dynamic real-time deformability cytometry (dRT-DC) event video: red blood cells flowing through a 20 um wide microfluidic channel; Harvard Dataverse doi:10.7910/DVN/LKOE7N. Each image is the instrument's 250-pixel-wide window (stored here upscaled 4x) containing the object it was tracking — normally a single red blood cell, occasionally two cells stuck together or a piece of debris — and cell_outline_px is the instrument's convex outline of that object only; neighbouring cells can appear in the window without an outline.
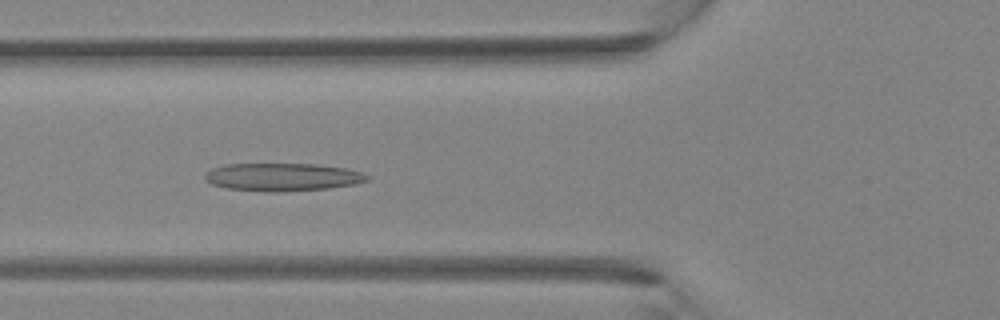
{"species": "Egyptian fruit bat (a non-hibernating species)", "species_latin": "Rousettus aegyptiacus", "temperature_condition": "room temperature", "stored_images_in_passage": 41, "camera_frame_rate_fps": 3000, "um_per_image_px": 0.085, "animal": {"sex": "female"}, "frame": {"image": 1, "passage_image": 15, "time_ms": 4.667, "image_size_px": [1000, 320], "cell_outline_px": [[372, 176], [368, 180], [356, 184], [328, 188], [276, 192], [272, 192], [228, 188], [212, 184], [204, 180], [204, 176], [212, 168], [224, 164], [316, 164], [348, 168]], "centroid_in_image_um": [24.05, 15.04], "position_along_channel_um": 101.8, "area_um2": 26.36}}
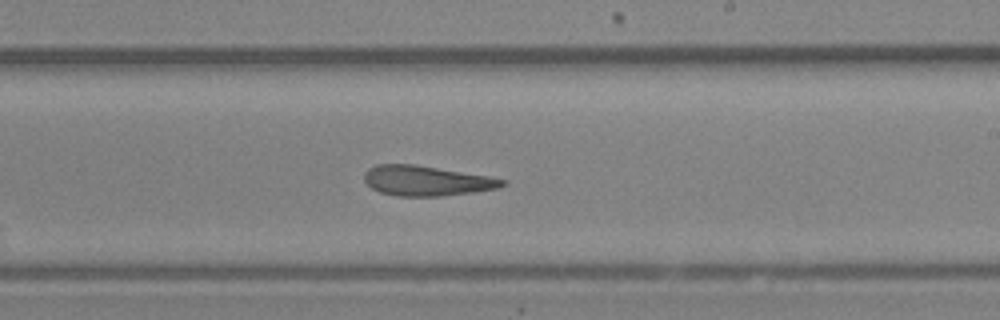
{"frame": {"image": 2, "passage_image": 24, "time_ms": 7.667, "image_size_px": [1000, 320], "cell_outline_px": [[508, 184], [500, 188], [476, 192], [440, 196], [396, 196], [380, 192], [372, 188], [364, 180], [364, 172], [368, 168], [376, 164], [412, 164], [488, 176], [508, 180]], "centroid_in_image_um": [36.28, 15.37], "position_along_channel_um": 252.7, "area_um2": 24.28}}
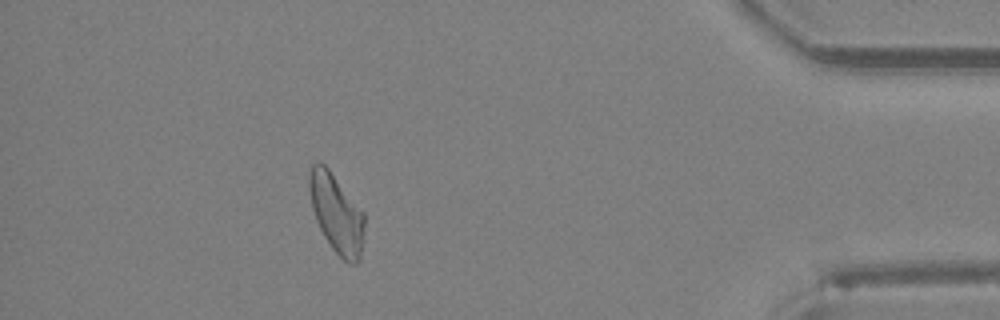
{"frame": {"image": 3, "passage_image": 36, "time_ms": 11.667, "image_size_px": [1000, 320], "cell_outline_px": [[364, 232], [360, 260], [356, 264], [348, 264], [332, 248], [324, 236], [316, 220], [312, 208], [308, 188], [308, 176], [312, 164], [324, 164], [328, 168], [364, 212]], "centroid_in_image_um": [28.6, 18.16], "position_along_channel_um": 406.6, "area_um2": 25.26}}